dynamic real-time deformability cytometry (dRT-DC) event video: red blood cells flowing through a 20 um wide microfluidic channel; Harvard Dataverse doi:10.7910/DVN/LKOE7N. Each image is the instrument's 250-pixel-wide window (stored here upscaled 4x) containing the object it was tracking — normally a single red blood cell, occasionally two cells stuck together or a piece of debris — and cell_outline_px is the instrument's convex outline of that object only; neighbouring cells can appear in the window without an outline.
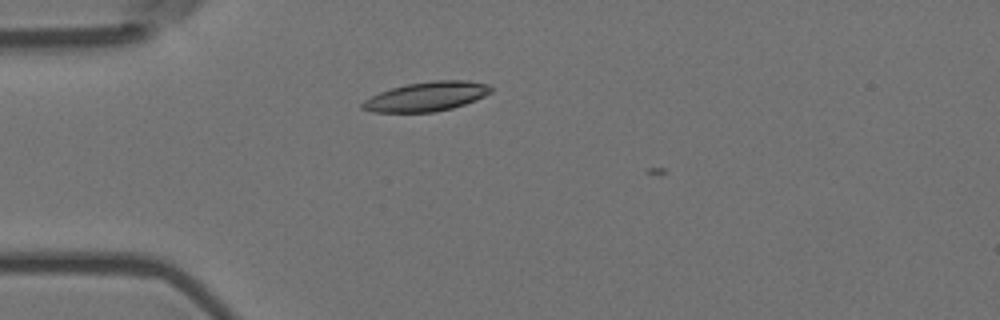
{"species": "Egyptian fruit bat (a non-hibernating species)", "species_latin": "Rousettus aegyptiacus", "temperature_condition": "room temperature", "stored_images_in_passage": 2, "camera_frame_rate_fps": 3000, "um_per_image_px": 0.085, "animal": {"sex": "female"}, "frame": {"image": 1, "passage_image": 1, "time_ms": 0.0, "image_size_px": [1000, 320], "cell_outline_px": [[492, 92], [476, 100], [452, 108], [432, 112], [372, 112], [360, 108], [360, 104], [364, 100], [380, 92], [392, 88], [408, 84], [436, 80], [468, 80], [488, 84], [492, 88]], "centroid_in_image_um": [36.26, 8.2], "position_along_channel_um": 48.7, "area_um2": 21.91}}